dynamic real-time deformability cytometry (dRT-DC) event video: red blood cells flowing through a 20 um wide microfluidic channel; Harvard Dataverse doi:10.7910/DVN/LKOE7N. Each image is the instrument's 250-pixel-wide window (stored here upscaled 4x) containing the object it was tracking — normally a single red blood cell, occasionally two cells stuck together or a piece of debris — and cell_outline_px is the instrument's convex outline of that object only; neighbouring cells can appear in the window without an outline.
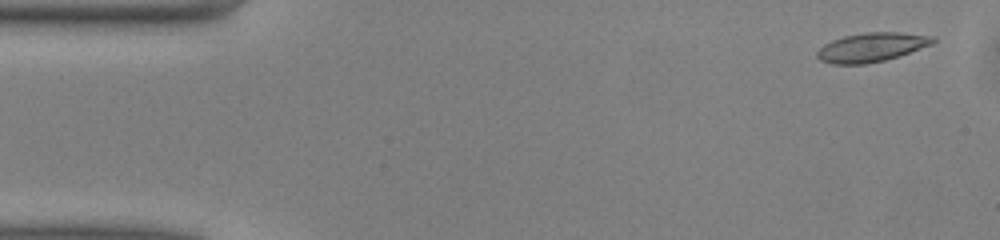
{"species": "common noctule bat (a hibernating species)", "species_latin": "Nyctalus noctula", "temperature_condition": "warm", "stored_images_in_passage": 41, "camera_frame_rate_fps": 3000, "um_per_image_px": 0.085, "animal": {"sex": "male", "body_mass_g": 13.0, "forearm_length_mm": 53.1}, "frame": {"image": 1, "passage_image": 2, "time_ms": 0.333, "image_size_px": [1000, 240], "cell_outline_px": [[936, 40], [932, 44], [900, 56], [884, 60], [864, 64], [832, 64], [820, 60], [816, 56], [816, 52], [824, 44], [832, 40], [844, 36], [864, 32], [900, 32], [936, 36]], "centroid_in_image_um": [74.1, 4.01], "position_along_channel_um": 10.9, "area_um2": 19.71}}
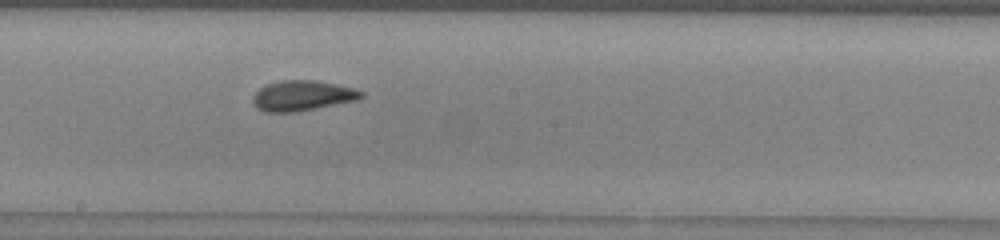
{"frame": {"image": 2, "passage_image": 26, "time_ms": 8.333, "image_size_px": [1000, 240], "cell_outline_px": [[364, 96], [356, 100], [316, 108], [292, 112], [264, 112], [256, 108], [252, 100], [252, 96], [264, 84], [280, 80], [316, 80], [356, 88], [364, 92]], "centroid_in_image_um": [25.68, 8.12], "position_along_channel_um": 222.5, "area_um2": 19.25}}
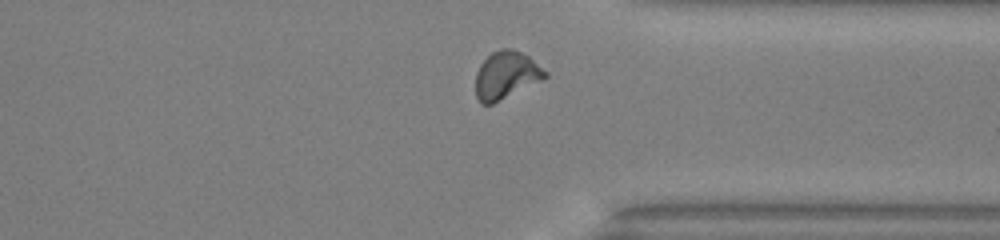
{"frame": {"image": 3, "passage_image": 37, "time_ms": 12.0, "image_size_px": [1000, 240], "cell_outline_px": [[548, 76], [492, 104], [480, 104], [476, 96], [476, 72], [480, 64], [492, 52], [500, 48], [512, 48], [528, 56], [548, 72]], "centroid_in_image_um": [42.99, 6.37], "position_along_channel_um": 368.4, "area_um2": 19.02}, "authors_computed_cell_mechanics": {"area_um2": 19.0162, "velocity_mm_per_s": 4.0596, "shape_relaxation_time_tau1_ms": 4.8122, "shape_relaxation_time_tau2_ms": 1.5405, "deformation_change_tau1": 0.1717, "deformation_change_tau2": 0.0587}}